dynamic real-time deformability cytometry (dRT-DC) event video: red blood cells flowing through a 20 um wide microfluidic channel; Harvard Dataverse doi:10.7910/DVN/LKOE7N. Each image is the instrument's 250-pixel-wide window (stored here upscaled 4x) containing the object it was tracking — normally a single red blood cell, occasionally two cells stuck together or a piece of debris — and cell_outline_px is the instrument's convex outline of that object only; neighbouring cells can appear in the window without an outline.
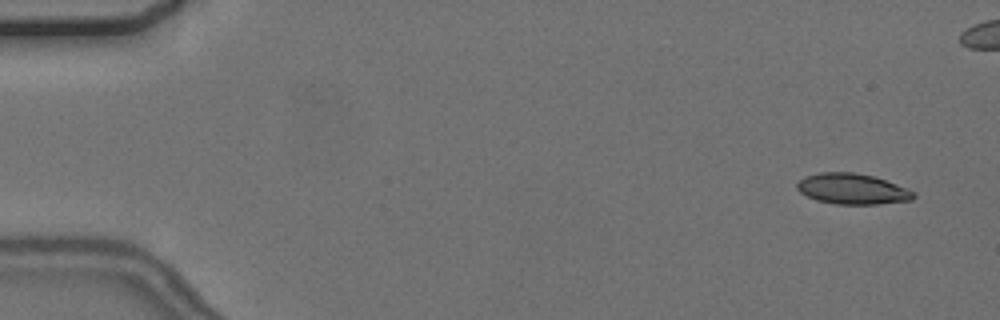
{"species": "common noctule bat (a hibernating species)", "species_latin": "Nyctalus noctula", "temperature_condition": "cold", "stored_images_in_passage": 6, "camera_frame_rate_fps": 3000, "um_per_image_px": 0.085, "animal": {"sex": "female", "body_mass_g": 24.6, "forearm_length_mm": 56.2}, "frame": {"image": 1, "passage_image": 1, "time_ms": 0.0, "image_size_px": [1000, 320], "cell_outline_px": [[916, 196], [912, 200], [876, 204], [836, 204], [816, 200], [800, 192], [796, 188], [796, 184], [804, 176], [820, 172], [852, 172], [872, 176], [908, 188], [916, 192]], "centroid_in_image_um": [72.45, 16.06], "position_along_channel_um": 12.6, "area_um2": 20.81}}